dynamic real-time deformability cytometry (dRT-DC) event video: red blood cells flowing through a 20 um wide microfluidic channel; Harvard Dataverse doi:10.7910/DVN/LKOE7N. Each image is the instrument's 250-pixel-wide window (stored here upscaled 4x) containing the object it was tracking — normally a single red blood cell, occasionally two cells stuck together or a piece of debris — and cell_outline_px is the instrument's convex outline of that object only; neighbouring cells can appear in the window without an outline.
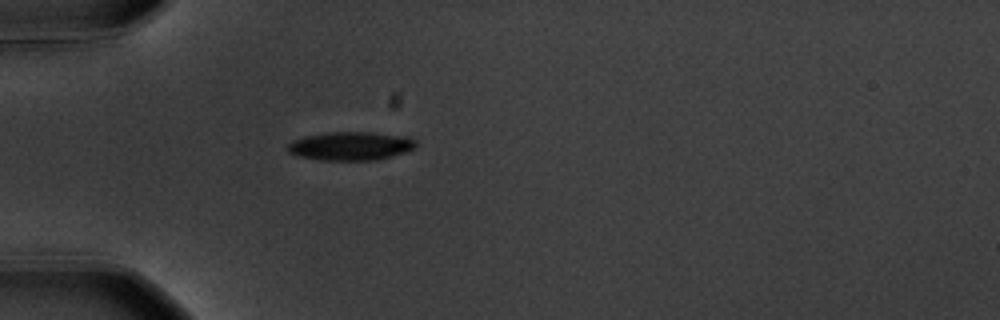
{"species": "common noctule bat (a hibernating species)", "species_latin": "Nyctalus noctula", "temperature_condition": "warm", "stored_images_in_passage": 40, "camera_frame_rate_fps": 3000, "um_per_image_px": 0.085, "animal": {"sex": "male", "body_mass_g": 20.1, "forearm_length_mm": 53.5}, "frame": {"image": 1, "passage_image": 1, "time_ms": 0.0, "image_size_px": [1000, 320], "cell_outline_px": [[416, 144], [412, 148], [404, 152], [392, 156], [376, 160], [320, 160], [300, 156], [288, 152], [288, 144], [292, 140], [304, 136], [324, 132], [372, 132], [408, 136], [416, 140]], "centroid_in_image_um": [29.79, 12.4], "position_along_channel_um": 55.2, "area_um2": 21.39}}
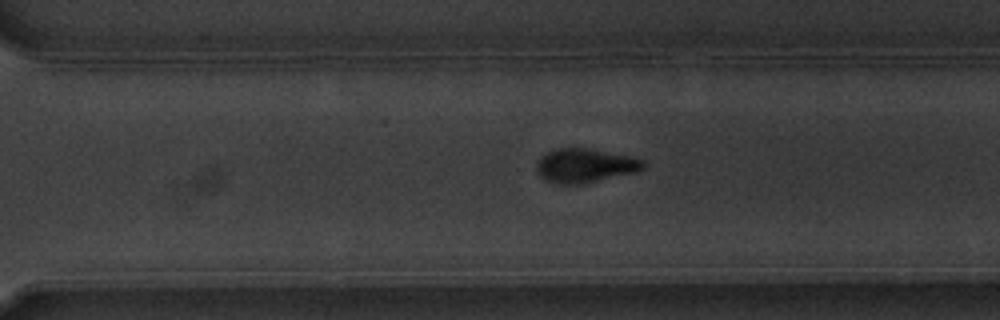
{"frame": {"image": 2, "passage_image": 24, "time_ms": 7.667, "image_size_px": [1000, 320], "cell_outline_px": [[644, 168], [636, 172], [580, 184], [556, 184], [544, 180], [540, 176], [536, 168], [536, 164], [548, 152], [556, 148], [584, 148], [632, 156], [644, 160]], "centroid_in_image_um": [49.73, 14.08], "position_along_channel_um": 320.9, "area_um2": 20.92}}
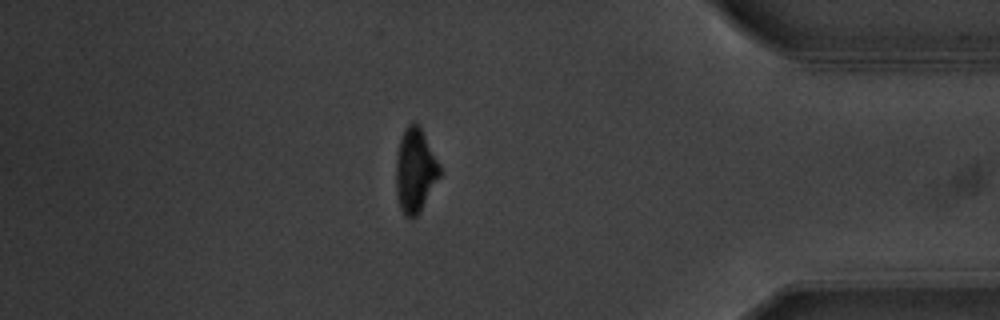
{"frame": {"image": 3, "passage_image": 33, "time_ms": 10.667, "image_size_px": [1000, 320], "cell_outline_px": [[440, 176], [420, 212], [416, 216], [404, 216], [400, 208], [396, 192], [396, 156], [400, 136], [404, 128], [408, 124], [416, 120], [420, 124], [440, 164]], "centroid_in_image_um": [35.28, 14.42], "position_along_channel_um": 399.9, "area_um2": 21.79}, "authors_computed_cell_mechanics": {"area_um2": 21.8773, "velocity_mm_per_s": 3.5939, "shape_relaxation_time_tau1_ms": 2.0287, "shape_relaxation_time_tau2_ms": 7.1469, "deformation_change_tau1": 0.1564, "deformation_change_tau2": 0.118}}